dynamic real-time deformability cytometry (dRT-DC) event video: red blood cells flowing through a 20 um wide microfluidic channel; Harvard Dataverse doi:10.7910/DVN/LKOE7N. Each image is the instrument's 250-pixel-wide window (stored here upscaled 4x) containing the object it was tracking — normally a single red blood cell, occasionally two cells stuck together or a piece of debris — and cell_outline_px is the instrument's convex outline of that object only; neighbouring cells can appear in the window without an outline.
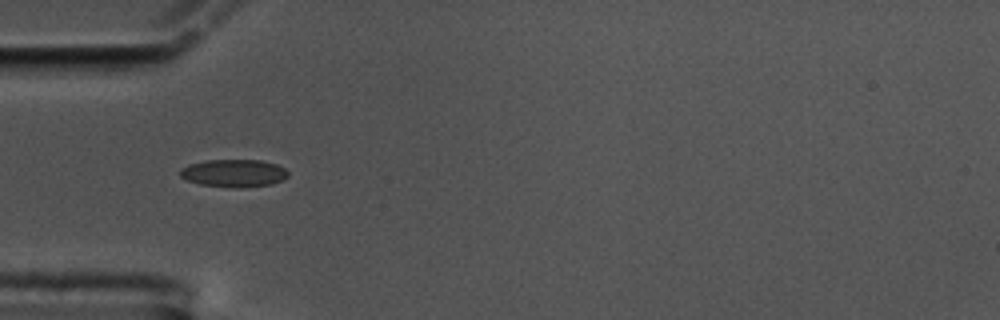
{"species": "common noctule bat (a hibernating species)", "species_latin": "Nyctalus noctula", "temperature_condition": "cold", "stored_images_in_passage": 42, "camera_frame_rate_fps": 3000, "um_per_image_px": 0.085, "animal": {"sex": "male", "body_mass_g": 17.5, "forearm_length_mm": 52.3}, "frame": {"image": 1, "passage_image": 1, "time_ms": 0.0, "image_size_px": [1000, 320], "cell_outline_px": [[288, 176], [284, 180], [272, 184], [232, 188], [200, 184], [188, 180], [180, 176], [180, 168], [188, 164], [204, 160], [260, 160], [276, 164], [284, 168], [288, 172]], "centroid_in_image_um": [19.87, 14.71], "position_along_channel_um": 65.1, "area_um2": 17.46}}
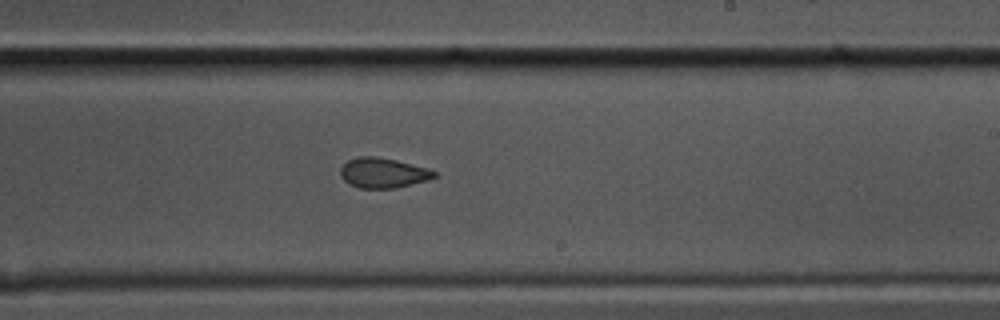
{"frame": {"image": 2, "passage_image": 18, "time_ms": 5.667, "image_size_px": [1000, 320], "cell_outline_px": [[436, 176], [428, 180], [396, 188], [360, 188], [348, 184], [340, 176], [340, 168], [348, 160], [356, 156], [376, 156], [396, 160], [428, 168], [436, 172]], "centroid_in_image_um": [32.54, 14.69], "position_along_channel_um": 256.5, "area_um2": 16.53}}
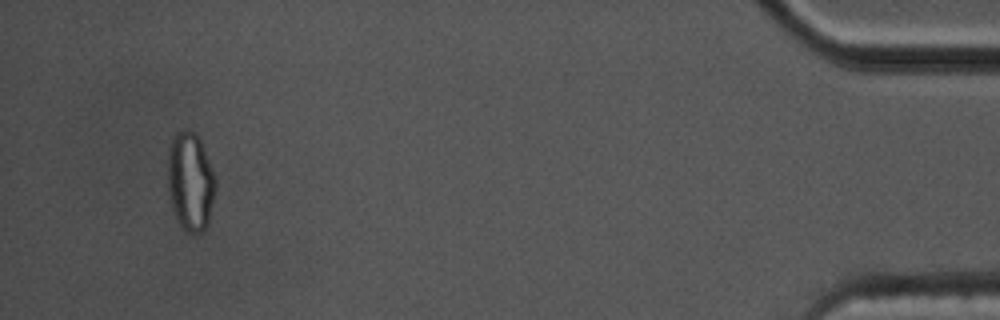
{"frame": {"image": 3, "passage_image": 39, "time_ms": 12.667, "image_size_px": [1000, 320], "cell_outline_px": [[216, 184], [208, 220], [204, 232], [188, 232], [180, 224], [172, 208], [168, 196], [168, 148], [176, 132], [184, 128], [192, 132], [200, 140], [216, 180]], "centroid_in_image_um": [16.15, 15.42], "position_along_channel_um": 419.0, "area_um2": 27.05}, "authors_computed_cell_mechanics": {"area_um2": 17.1088, "velocity_mm_per_s": 3.3919, "shape_relaxation_time_tau1_ms": null, "shape_relaxation_time_tau2_ms": 2.2361, "deformation_change_tau1": null, "deformation_change_tau2": 0.0697}}